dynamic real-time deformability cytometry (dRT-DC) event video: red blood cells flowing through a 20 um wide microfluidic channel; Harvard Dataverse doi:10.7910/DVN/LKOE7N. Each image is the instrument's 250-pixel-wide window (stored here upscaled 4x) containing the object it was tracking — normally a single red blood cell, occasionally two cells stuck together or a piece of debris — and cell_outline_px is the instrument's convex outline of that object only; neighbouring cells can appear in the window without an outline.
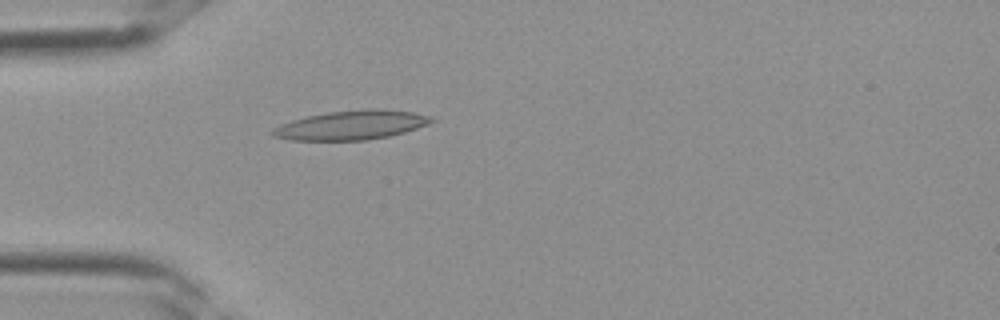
{"species": "Egyptian fruit bat (a non-hibernating species)", "species_latin": "Rousettus aegyptiacus", "temperature_condition": "room temperature", "stored_images_in_passage": 3, "camera_frame_rate_fps": 3000, "um_per_image_px": 0.085, "frame": {"image": 1, "passage_image": 3, "time_ms": 0.667, "image_size_px": [1000, 320], "cell_outline_px": [[436, 120], [428, 124], [404, 132], [388, 136], [368, 140], [288, 140], [272, 136], [268, 132], [272, 128], [280, 124], [292, 120], [308, 116], [328, 112], [368, 108], [412, 112], [432, 116]], "centroid_in_image_um": [29.82, 10.64], "position_along_channel_um": 55.2, "area_um2": 27.05}}